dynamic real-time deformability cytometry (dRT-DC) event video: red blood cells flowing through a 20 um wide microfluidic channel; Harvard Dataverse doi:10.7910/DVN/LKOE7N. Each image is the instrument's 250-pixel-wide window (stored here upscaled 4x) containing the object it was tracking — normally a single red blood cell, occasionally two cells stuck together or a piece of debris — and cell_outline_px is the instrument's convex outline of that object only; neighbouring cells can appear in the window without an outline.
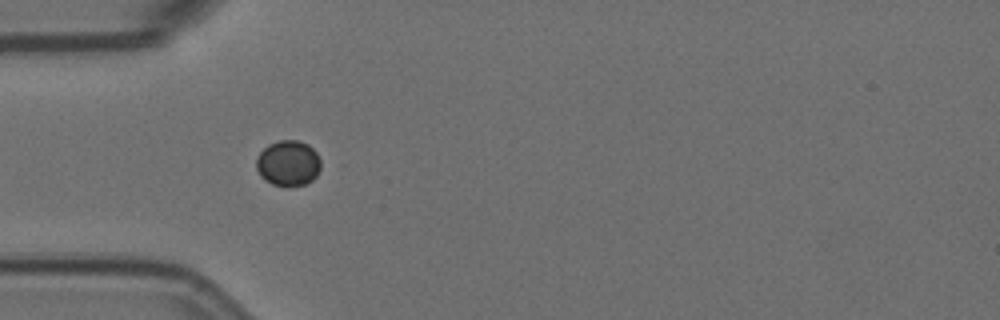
{"species": "Egyptian fruit bat (a non-hibernating species)", "species_latin": "Rousettus aegyptiacus", "temperature_condition": "room temperature", "stored_images_in_passage": 10, "camera_frame_rate_fps": 3000, "um_per_image_px": 0.085, "animal": {"sex": "female"}, "frame": {"image": 1, "passage_image": 5, "time_ms": 1.333, "image_size_px": [1000, 320], "cell_outline_px": [[320, 168], [316, 176], [312, 180], [304, 184], [288, 188], [284, 188], [272, 184], [264, 180], [260, 176], [256, 168], [256, 156], [268, 144], [280, 140], [296, 140], [308, 144], [316, 152], [320, 160]], "centroid_in_image_um": [24.47, 13.9], "position_along_channel_um": 60.5, "area_um2": 17.46}}
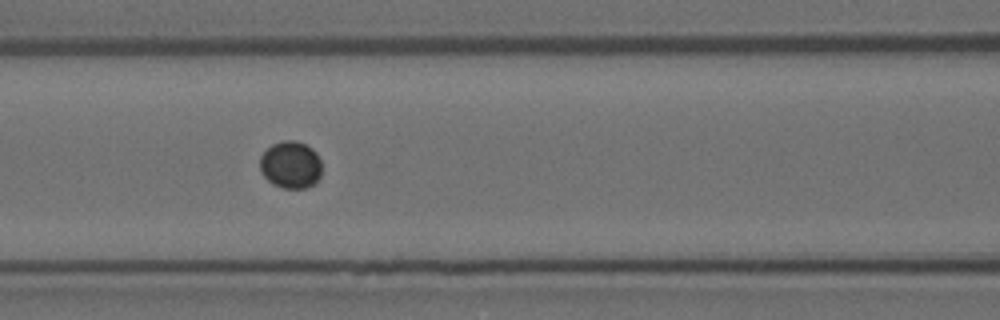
{"frame": {"image": 2, "passage_image": 7, "time_ms": 2.0, "image_size_px": [1000, 320], "cell_outline_px": [[320, 176], [316, 184], [304, 188], [284, 188], [272, 184], [260, 172], [260, 156], [272, 144], [284, 140], [296, 140], [312, 148], [316, 152], [320, 160]], "centroid_in_image_um": [24.7, 14.01], "position_along_channel_um": 141.9, "area_um2": 17.11}}
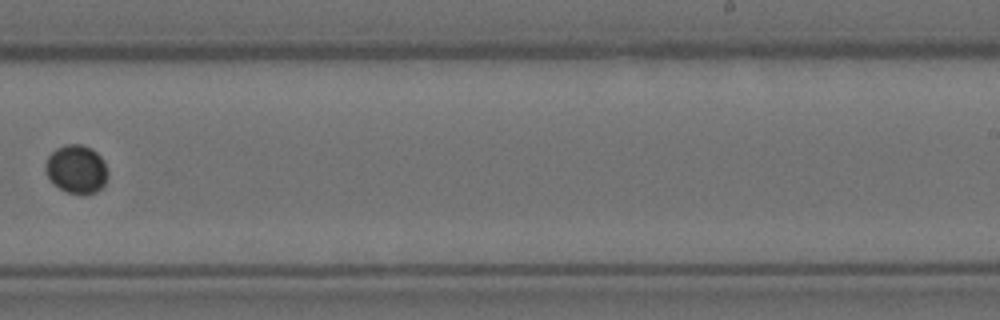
{"frame": {"image": 3, "passage_image": 10, "time_ms": 3.0, "image_size_px": [1000, 320], "cell_outline_px": [[108, 176], [104, 184], [96, 192], [84, 196], [68, 192], [52, 184], [44, 168], [44, 164], [48, 156], [56, 148], [64, 144], [80, 144], [96, 152], [104, 160], [108, 172]], "centroid_in_image_um": [6.49, 14.4], "position_along_channel_um": 282.5, "area_um2": 17.8}}